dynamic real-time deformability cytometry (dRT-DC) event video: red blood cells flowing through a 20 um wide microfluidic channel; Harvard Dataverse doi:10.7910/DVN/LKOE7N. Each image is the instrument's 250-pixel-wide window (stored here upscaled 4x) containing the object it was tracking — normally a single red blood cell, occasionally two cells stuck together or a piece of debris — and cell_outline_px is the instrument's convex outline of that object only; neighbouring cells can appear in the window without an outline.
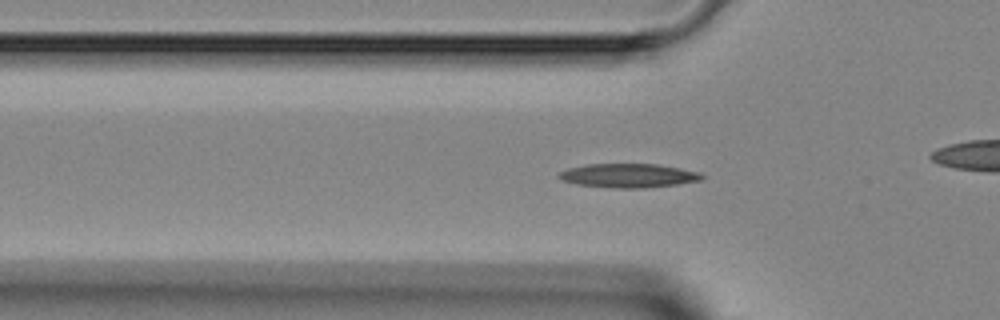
{"species": "Egyptian fruit bat (a non-hibernating species)", "species_latin": "Rousettus aegyptiacus", "temperature_condition": "room temperature", "stored_images_in_passage": 42, "camera_frame_rate_fps": 3000, "um_per_image_px": 0.085, "animal": {"sex": "female"}, "frame": {"image": 1, "passage_image": 9, "time_ms": 2.667, "image_size_px": [1000, 320], "cell_outline_px": [[704, 176], [700, 180], [676, 184], [644, 188], [612, 188], [576, 184], [564, 180], [556, 176], [560, 172], [568, 168], [588, 164], [656, 164], [680, 168], [700, 172]], "centroid_in_image_um": [53.41, 14.92], "position_along_channel_um": 72.4, "area_um2": 19.83}}
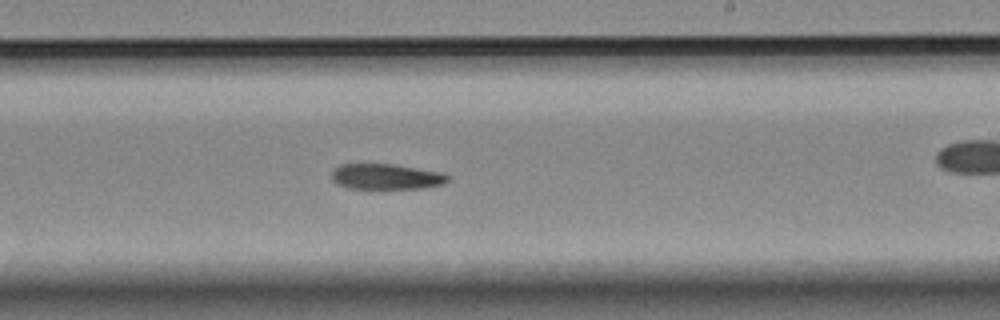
{"frame": {"image": 2, "passage_image": 22, "time_ms": 7.0, "image_size_px": [1000, 320], "cell_outline_px": [[448, 180], [444, 184], [420, 188], [348, 188], [336, 184], [332, 180], [332, 172], [340, 164], [392, 164], [444, 172], [448, 176]], "centroid_in_image_um": [32.83, 15.01], "position_along_channel_um": 256.2, "area_um2": 17.22}}
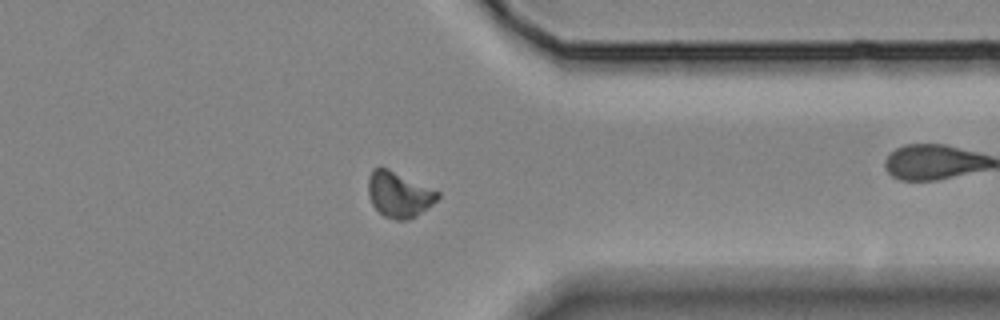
{"frame": {"image": 3, "passage_image": 31, "time_ms": 10.0, "image_size_px": [1000, 320], "cell_outline_px": [[440, 196], [432, 204], [416, 216], [408, 220], [396, 220], [384, 216], [372, 204], [368, 196], [368, 176], [372, 168], [380, 164], [440, 192]], "centroid_in_image_um": [33.87, 16.49], "position_along_channel_um": 377.5, "area_um2": 18.67}}